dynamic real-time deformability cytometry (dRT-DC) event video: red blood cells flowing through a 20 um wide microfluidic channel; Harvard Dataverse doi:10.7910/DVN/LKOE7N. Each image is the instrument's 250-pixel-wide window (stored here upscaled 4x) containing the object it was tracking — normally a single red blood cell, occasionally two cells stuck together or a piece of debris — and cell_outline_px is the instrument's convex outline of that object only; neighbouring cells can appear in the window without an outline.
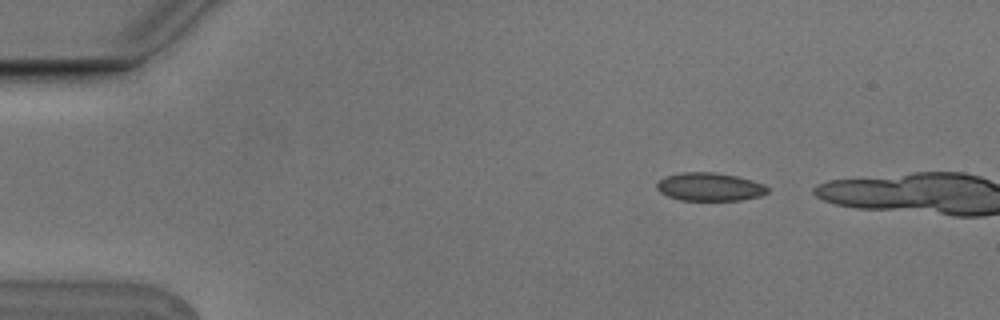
{"species": "Egyptian fruit bat (a non-hibernating species)", "species_latin": "Rousettus aegyptiacus", "temperature_condition": "cold", "stored_images_in_passage": 2, "camera_frame_rate_fps": 3000, "um_per_image_px": 0.085, "animal": {"sex": "male"}, "frame": {"image": 1, "passage_image": 1, "time_ms": 0.0, "image_size_px": [1000, 320], "cell_outline_px": [[768, 192], [760, 196], [740, 200], [680, 200], [668, 196], [660, 192], [656, 188], [656, 184], [664, 176], [680, 172], [712, 172], [736, 176], [752, 180], [764, 184], [768, 188]], "centroid_in_image_um": [60.3, 15.87], "position_along_channel_um": 24.7, "area_um2": 18.21}}